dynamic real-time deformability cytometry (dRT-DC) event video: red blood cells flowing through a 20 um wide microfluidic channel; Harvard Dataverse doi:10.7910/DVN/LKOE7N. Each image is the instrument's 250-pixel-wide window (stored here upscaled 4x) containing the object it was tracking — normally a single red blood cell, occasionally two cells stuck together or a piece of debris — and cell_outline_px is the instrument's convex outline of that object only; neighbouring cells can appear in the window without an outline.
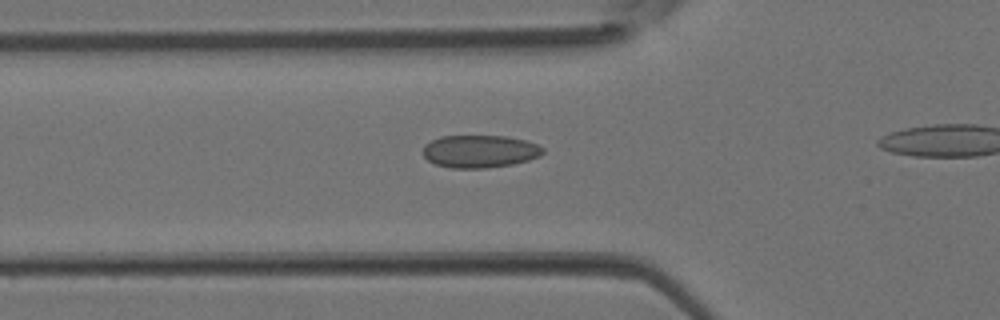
{"species": "Egyptian fruit bat (a non-hibernating species)", "species_latin": "Rousettus aegyptiacus", "temperature_condition": "room temperature", "stored_images_in_passage": 4, "camera_frame_rate_fps": 3000, "um_per_image_px": 0.085, "animal": {"sex": "female"}, "frame": {"image": 1, "passage_image": 3, "time_ms": 0.667, "image_size_px": [1000, 320], "cell_outline_px": [[544, 152], [540, 156], [528, 160], [512, 164], [484, 168], [452, 168], [436, 164], [428, 160], [424, 156], [424, 144], [440, 136], [504, 136], [524, 140], [536, 144], [544, 148]], "centroid_in_image_um": [40.78, 12.86], "position_along_channel_um": 85.0, "area_um2": 22.66}}